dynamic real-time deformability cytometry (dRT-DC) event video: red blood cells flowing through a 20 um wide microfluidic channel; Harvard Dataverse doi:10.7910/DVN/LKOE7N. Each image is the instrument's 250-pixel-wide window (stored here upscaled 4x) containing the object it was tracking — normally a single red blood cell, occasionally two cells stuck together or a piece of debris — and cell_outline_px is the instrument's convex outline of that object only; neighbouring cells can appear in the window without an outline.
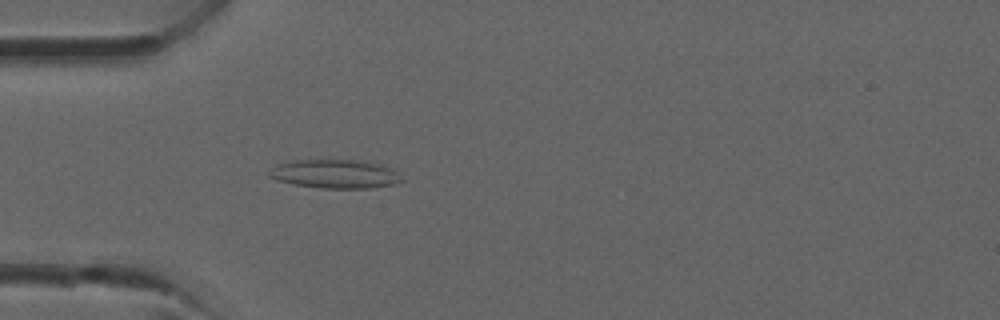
{"species": "common noctule bat (a hibernating species)", "species_latin": "Nyctalus noctula", "temperature_condition": "room temperature", "stored_images_in_passage": 36, "camera_frame_rate_fps": 3000, "um_per_image_px": 0.085, "animal": {"sex": "male", "forearm_length_mm": 52.5}, "frame": {"image": 1, "passage_image": 10, "time_ms": 3.0, "image_size_px": [1000, 320], "cell_outline_px": [[408, 180], [396, 184], [372, 188], [320, 188], [292, 184], [276, 180], [268, 176], [268, 172], [276, 164], [292, 160], [360, 160], [384, 164], [392, 168]], "centroid_in_image_um": [28.55, 14.78], "position_along_channel_um": 56.5, "area_um2": 22.77}}
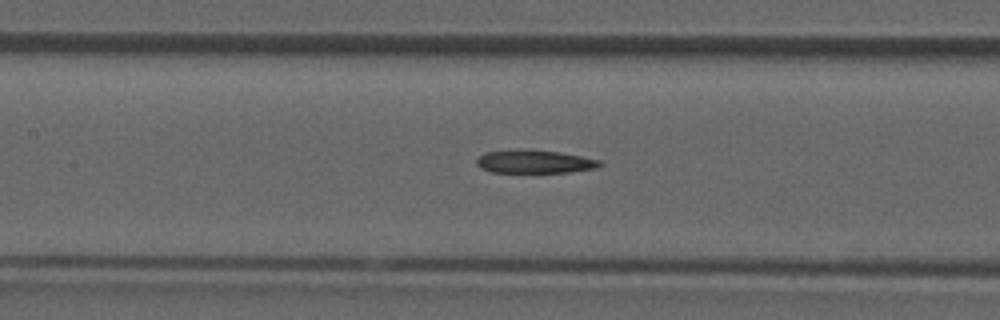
{"frame": {"image": 2, "passage_image": 16, "time_ms": 5.0, "image_size_px": [1000, 320], "cell_outline_px": [[604, 164], [596, 168], [568, 172], [492, 172], [480, 168], [476, 164], [476, 160], [484, 152], [516, 148], [524, 148], [560, 152], [600, 160]], "centroid_in_image_um": [45.4, 13.72], "position_along_channel_um": 162.0, "area_um2": 16.94}}
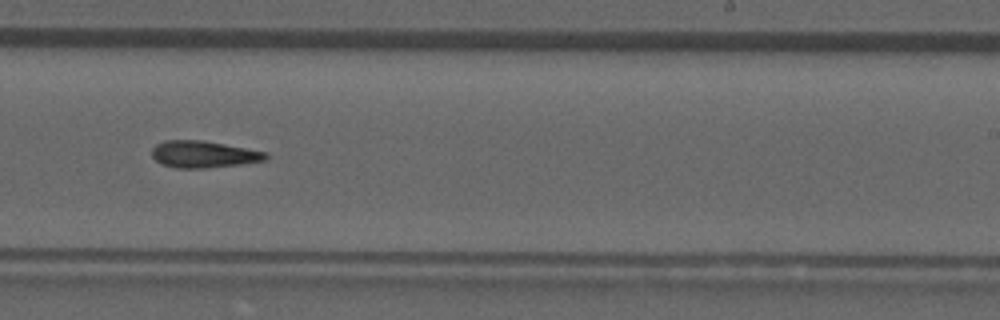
{"frame": {"image": 3, "passage_image": 22, "time_ms": 7.0, "image_size_px": [1000, 320], "cell_outline_px": [[268, 160], [240, 164], [204, 168], [176, 168], [160, 164], [152, 156], [152, 148], [156, 144], [164, 140], [200, 140], [224, 144], [268, 152]], "centroid_in_image_um": [17.3, 13.11], "position_along_channel_um": 271.7, "area_um2": 17.86}}